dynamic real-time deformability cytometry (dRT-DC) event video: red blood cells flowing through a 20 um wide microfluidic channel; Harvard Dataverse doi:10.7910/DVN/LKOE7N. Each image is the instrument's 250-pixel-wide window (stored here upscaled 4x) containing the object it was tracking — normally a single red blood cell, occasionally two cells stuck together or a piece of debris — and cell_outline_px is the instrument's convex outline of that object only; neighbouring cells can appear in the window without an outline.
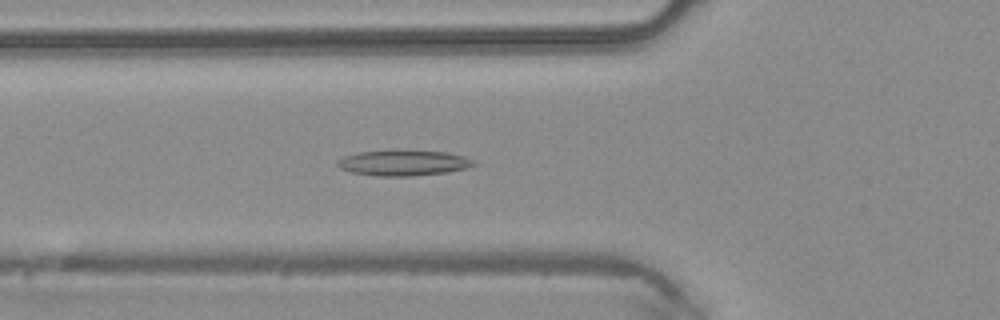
{"species": "common noctule bat (a hibernating species)", "species_latin": "Nyctalus noctula", "temperature_condition": "warm", "stored_images_in_passage": 46, "camera_frame_rate_fps": 3000, "um_per_image_px": 0.085, "animal": {"sex": "male", "body_mass_g": 20.4}, "frame": {"image": 1, "passage_image": 17, "time_ms": 5.333, "image_size_px": [1000, 320], "cell_outline_px": [[476, 164], [464, 168], [448, 172], [412, 176], [376, 176], [352, 172], [340, 168], [336, 164], [336, 160], [344, 156], [360, 152], [448, 152], [464, 156], [472, 160]], "centroid_in_image_um": [34.26, 13.88], "position_along_channel_um": 91.5, "area_um2": 19.59}}
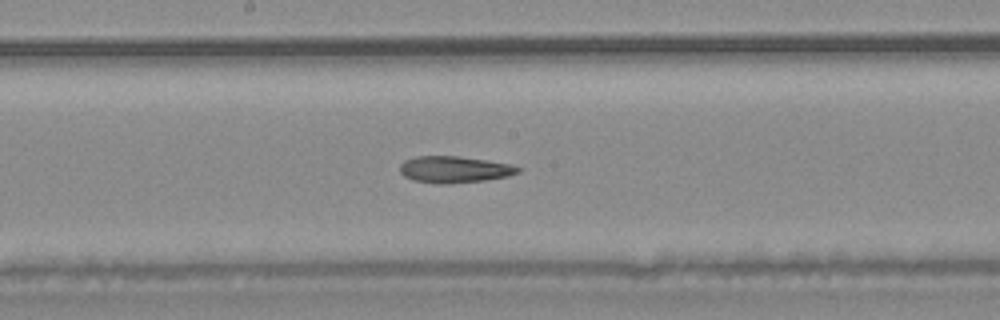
{"frame": {"image": 2, "passage_image": 25, "time_ms": 8.0, "image_size_px": [1000, 320], "cell_outline_px": [[524, 168], [520, 172], [508, 176], [484, 180], [448, 184], [436, 184], [412, 180], [404, 176], [400, 172], [400, 164], [404, 160], [416, 156], [456, 156], [512, 164]], "centroid_in_image_um": [38.62, 14.41], "position_along_channel_um": 209.6, "area_um2": 18.44}}
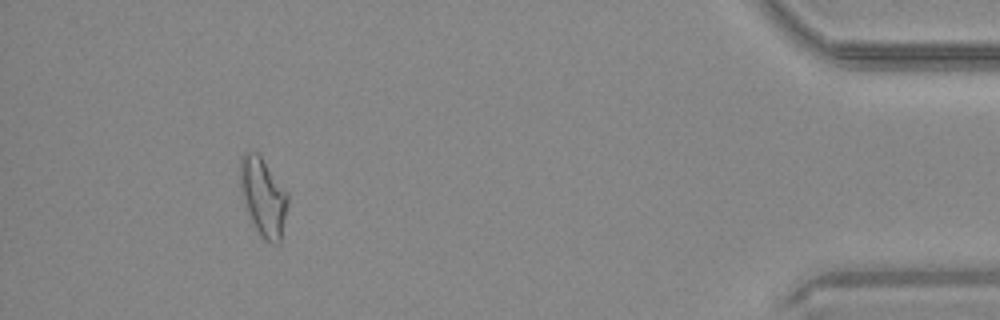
{"frame": {"image": 3, "passage_image": 43, "time_ms": 14.0, "image_size_px": [1000, 320], "cell_outline_px": [[288, 204], [280, 244], [272, 244], [264, 240], [260, 236], [248, 212], [240, 188], [240, 156], [244, 152], [256, 152], [260, 156], [288, 192]], "centroid_in_image_um": [22.39, 16.75], "position_along_channel_um": 412.8, "area_um2": 21.62}}